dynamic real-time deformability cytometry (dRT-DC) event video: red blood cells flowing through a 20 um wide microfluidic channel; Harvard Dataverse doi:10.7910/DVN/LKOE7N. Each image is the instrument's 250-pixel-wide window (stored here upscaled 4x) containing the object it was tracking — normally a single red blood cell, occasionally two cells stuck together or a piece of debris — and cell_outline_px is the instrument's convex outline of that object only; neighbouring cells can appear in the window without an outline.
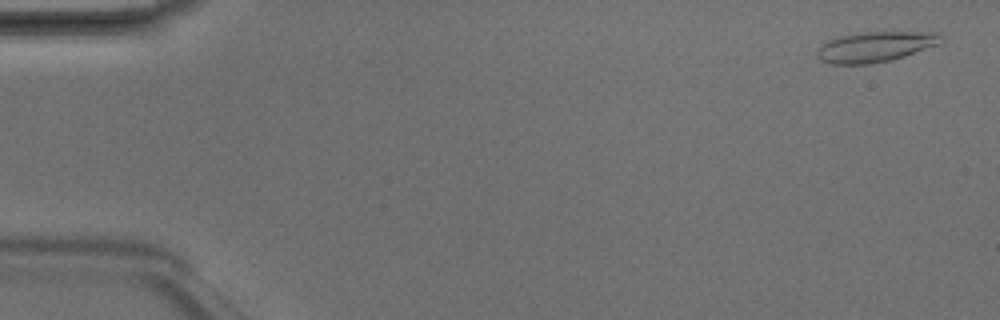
{"species": "Egyptian fruit bat (a non-hibernating species)", "species_latin": "Rousettus aegyptiacus", "temperature_condition": "room temperature", "stored_images_in_passage": 5, "camera_frame_rate_fps": 3000, "um_per_image_px": 0.085, "animal": {"sex": "male"}, "frame": {"image": 1, "passage_image": 1, "time_ms": 0.0, "image_size_px": [1000, 320], "cell_outline_px": [[944, 40], [940, 44], [892, 60], [868, 64], [828, 64], [820, 60], [816, 56], [816, 48], [820, 44], [836, 36], [856, 32], [936, 32], [944, 36]], "centroid_in_image_um": [74.36, 3.97], "position_along_channel_um": 10.6, "area_um2": 22.43}}
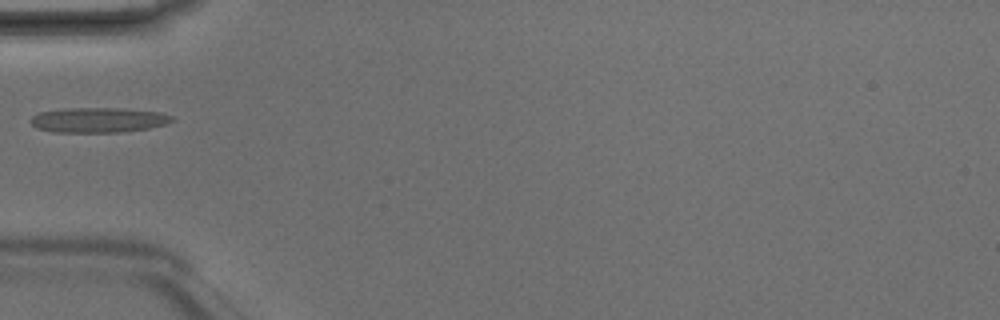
{"frame": {"image": 2, "passage_image": 5, "time_ms": 1.333, "image_size_px": [1000, 320], "cell_outline_px": [[176, 120], [164, 124], [148, 128], [120, 132], [52, 132], [36, 128], [28, 120], [32, 116], [40, 112], [60, 108], [124, 108], [160, 112], [172, 116]], "centroid_in_image_um": [8.33, 10.19], "position_along_channel_um": 76.7, "area_um2": 20.75}}